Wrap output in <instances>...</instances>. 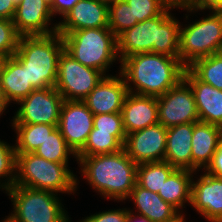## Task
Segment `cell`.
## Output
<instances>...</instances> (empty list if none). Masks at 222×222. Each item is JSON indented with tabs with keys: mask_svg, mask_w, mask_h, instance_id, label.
I'll use <instances>...</instances> for the list:
<instances>
[{
	"mask_svg": "<svg viewBox=\"0 0 222 222\" xmlns=\"http://www.w3.org/2000/svg\"><path fill=\"white\" fill-rule=\"evenodd\" d=\"M120 63L119 73L125 80L128 93L154 97L175 87L183 79L186 69L178 58L152 52L131 55Z\"/></svg>",
	"mask_w": 222,
	"mask_h": 222,
	"instance_id": "6da1fadb",
	"label": "cell"
},
{
	"mask_svg": "<svg viewBox=\"0 0 222 222\" xmlns=\"http://www.w3.org/2000/svg\"><path fill=\"white\" fill-rule=\"evenodd\" d=\"M181 25L165 9L160 15L136 23L117 37L120 62L137 53L152 52L179 59Z\"/></svg>",
	"mask_w": 222,
	"mask_h": 222,
	"instance_id": "7a4b0ae2",
	"label": "cell"
},
{
	"mask_svg": "<svg viewBox=\"0 0 222 222\" xmlns=\"http://www.w3.org/2000/svg\"><path fill=\"white\" fill-rule=\"evenodd\" d=\"M81 173L104 198L126 200L137 181V164L125 150L115 153L76 157Z\"/></svg>",
	"mask_w": 222,
	"mask_h": 222,
	"instance_id": "3957f363",
	"label": "cell"
},
{
	"mask_svg": "<svg viewBox=\"0 0 222 222\" xmlns=\"http://www.w3.org/2000/svg\"><path fill=\"white\" fill-rule=\"evenodd\" d=\"M63 50L64 42L58 32L21 36L14 56L27 67V81L35 89H44L55 87L58 60Z\"/></svg>",
	"mask_w": 222,
	"mask_h": 222,
	"instance_id": "277c9868",
	"label": "cell"
},
{
	"mask_svg": "<svg viewBox=\"0 0 222 222\" xmlns=\"http://www.w3.org/2000/svg\"><path fill=\"white\" fill-rule=\"evenodd\" d=\"M67 164L45 160L34 153L16 154V186L72 193L77 188V178Z\"/></svg>",
	"mask_w": 222,
	"mask_h": 222,
	"instance_id": "5b68a950",
	"label": "cell"
},
{
	"mask_svg": "<svg viewBox=\"0 0 222 222\" xmlns=\"http://www.w3.org/2000/svg\"><path fill=\"white\" fill-rule=\"evenodd\" d=\"M64 50L82 65L106 74L118 58L117 37L108 28H88L60 34Z\"/></svg>",
	"mask_w": 222,
	"mask_h": 222,
	"instance_id": "8992f818",
	"label": "cell"
},
{
	"mask_svg": "<svg viewBox=\"0 0 222 222\" xmlns=\"http://www.w3.org/2000/svg\"><path fill=\"white\" fill-rule=\"evenodd\" d=\"M222 52V11L180 28L179 59L187 68L195 60Z\"/></svg>",
	"mask_w": 222,
	"mask_h": 222,
	"instance_id": "52a82bcc",
	"label": "cell"
},
{
	"mask_svg": "<svg viewBox=\"0 0 222 222\" xmlns=\"http://www.w3.org/2000/svg\"><path fill=\"white\" fill-rule=\"evenodd\" d=\"M16 222H70L55 193L14 185L8 190Z\"/></svg>",
	"mask_w": 222,
	"mask_h": 222,
	"instance_id": "ba28073f",
	"label": "cell"
},
{
	"mask_svg": "<svg viewBox=\"0 0 222 222\" xmlns=\"http://www.w3.org/2000/svg\"><path fill=\"white\" fill-rule=\"evenodd\" d=\"M104 76L101 71L82 65L63 50L58 60L55 89L64 100L82 101Z\"/></svg>",
	"mask_w": 222,
	"mask_h": 222,
	"instance_id": "9c48e42d",
	"label": "cell"
},
{
	"mask_svg": "<svg viewBox=\"0 0 222 222\" xmlns=\"http://www.w3.org/2000/svg\"><path fill=\"white\" fill-rule=\"evenodd\" d=\"M64 99L55 87L33 90L20 100L12 124L58 125Z\"/></svg>",
	"mask_w": 222,
	"mask_h": 222,
	"instance_id": "30bf717a",
	"label": "cell"
},
{
	"mask_svg": "<svg viewBox=\"0 0 222 222\" xmlns=\"http://www.w3.org/2000/svg\"><path fill=\"white\" fill-rule=\"evenodd\" d=\"M157 103L158 120L165 128L200 121L195 96L184 79L163 95L158 96Z\"/></svg>",
	"mask_w": 222,
	"mask_h": 222,
	"instance_id": "8fae6325",
	"label": "cell"
},
{
	"mask_svg": "<svg viewBox=\"0 0 222 222\" xmlns=\"http://www.w3.org/2000/svg\"><path fill=\"white\" fill-rule=\"evenodd\" d=\"M93 118L94 114L83 101H63L57 128L75 154L86 144L93 128Z\"/></svg>",
	"mask_w": 222,
	"mask_h": 222,
	"instance_id": "7c38bea8",
	"label": "cell"
},
{
	"mask_svg": "<svg viewBox=\"0 0 222 222\" xmlns=\"http://www.w3.org/2000/svg\"><path fill=\"white\" fill-rule=\"evenodd\" d=\"M167 128L160 123L126 135L123 149L137 165L164 161Z\"/></svg>",
	"mask_w": 222,
	"mask_h": 222,
	"instance_id": "4fadbf2b",
	"label": "cell"
},
{
	"mask_svg": "<svg viewBox=\"0 0 222 222\" xmlns=\"http://www.w3.org/2000/svg\"><path fill=\"white\" fill-rule=\"evenodd\" d=\"M51 17L50 5L44 0H22L17 6L13 23L21 36L50 35L57 32L58 24L48 28Z\"/></svg>",
	"mask_w": 222,
	"mask_h": 222,
	"instance_id": "5bb4252c",
	"label": "cell"
},
{
	"mask_svg": "<svg viewBox=\"0 0 222 222\" xmlns=\"http://www.w3.org/2000/svg\"><path fill=\"white\" fill-rule=\"evenodd\" d=\"M119 76H104L82 100L94 115L121 112L128 89L123 76Z\"/></svg>",
	"mask_w": 222,
	"mask_h": 222,
	"instance_id": "9a60e30c",
	"label": "cell"
},
{
	"mask_svg": "<svg viewBox=\"0 0 222 222\" xmlns=\"http://www.w3.org/2000/svg\"><path fill=\"white\" fill-rule=\"evenodd\" d=\"M191 206L210 222H222V178L205 173L192 181Z\"/></svg>",
	"mask_w": 222,
	"mask_h": 222,
	"instance_id": "2e32d148",
	"label": "cell"
},
{
	"mask_svg": "<svg viewBox=\"0 0 222 222\" xmlns=\"http://www.w3.org/2000/svg\"><path fill=\"white\" fill-rule=\"evenodd\" d=\"M108 27V5L97 0H79L58 23L57 32Z\"/></svg>",
	"mask_w": 222,
	"mask_h": 222,
	"instance_id": "e0dca14e",
	"label": "cell"
},
{
	"mask_svg": "<svg viewBox=\"0 0 222 222\" xmlns=\"http://www.w3.org/2000/svg\"><path fill=\"white\" fill-rule=\"evenodd\" d=\"M126 134L159 123L157 97L128 93L121 109Z\"/></svg>",
	"mask_w": 222,
	"mask_h": 222,
	"instance_id": "ac0fdd59",
	"label": "cell"
},
{
	"mask_svg": "<svg viewBox=\"0 0 222 222\" xmlns=\"http://www.w3.org/2000/svg\"><path fill=\"white\" fill-rule=\"evenodd\" d=\"M183 79L190 85L200 122L222 127V90L200 81L188 68Z\"/></svg>",
	"mask_w": 222,
	"mask_h": 222,
	"instance_id": "d6986e66",
	"label": "cell"
},
{
	"mask_svg": "<svg viewBox=\"0 0 222 222\" xmlns=\"http://www.w3.org/2000/svg\"><path fill=\"white\" fill-rule=\"evenodd\" d=\"M192 138V171L206 169L222 142V127L194 122Z\"/></svg>",
	"mask_w": 222,
	"mask_h": 222,
	"instance_id": "ffe728a7",
	"label": "cell"
},
{
	"mask_svg": "<svg viewBox=\"0 0 222 222\" xmlns=\"http://www.w3.org/2000/svg\"><path fill=\"white\" fill-rule=\"evenodd\" d=\"M133 199L140 213L151 222H181L184 216L171 204L165 202L157 193L140 187L137 183L128 199Z\"/></svg>",
	"mask_w": 222,
	"mask_h": 222,
	"instance_id": "44dd1931",
	"label": "cell"
},
{
	"mask_svg": "<svg viewBox=\"0 0 222 222\" xmlns=\"http://www.w3.org/2000/svg\"><path fill=\"white\" fill-rule=\"evenodd\" d=\"M194 122L167 128L164 161L176 169L192 171V138Z\"/></svg>",
	"mask_w": 222,
	"mask_h": 222,
	"instance_id": "7402d4cb",
	"label": "cell"
},
{
	"mask_svg": "<svg viewBox=\"0 0 222 222\" xmlns=\"http://www.w3.org/2000/svg\"><path fill=\"white\" fill-rule=\"evenodd\" d=\"M0 83L5 97L9 103L26 98L35 88L27 81V67H25L14 55L8 57Z\"/></svg>",
	"mask_w": 222,
	"mask_h": 222,
	"instance_id": "603a6c76",
	"label": "cell"
},
{
	"mask_svg": "<svg viewBox=\"0 0 222 222\" xmlns=\"http://www.w3.org/2000/svg\"><path fill=\"white\" fill-rule=\"evenodd\" d=\"M194 171L188 169H175L162 185L159 196L171 204L178 211L191 204L192 178Z\"/></svg>",
	"mask_w": 222,
	"mask_h": 222,
	"instance_id": "cb8c5ba5",
	"label": "cell"
},
{
	"mask_svg": "<svg viewBox=\"0 0 222 222\" xmlns=\"http://www.w3.org/2000/svg\"><path fill=\"white\" fill-rule=\"evenodd\" d=\"M16 130V154L34 153L58 125L12 124Z\"/></svg>",
	"mask_w": 222,
	"mask_h": 222,
	"instance_id": "d4e9b609",
	"label": "cell"
},
{
	"mask_svg": "<svg viewBox=\"0 0 222 222\" xmlns=\"http://www.w3.org/2000/svg\"><path fill=\"white\" fill-rule=\"evenodd\" d=\"M175 169L166 161L138 164L136 183L140 187L158 194L164 182Z\"/></svg>",
	"mask_w": 222,
	"mask_h": 222,
	"instance_id": "484cf974",
	"label": "cell"
},
{
	"mask_svg": "<svg viewBox=\"0 0 222 222\" xmlns=\"http://www.w3.org/2000/svg\"><path fill=\"white\" fill-rule=\"evenodd\" d=\"M187 68L200 81L222 90V52L197 59Z\"/></svg>",
	"mask_w": 222,
	"mask_h": 222,
	"instance_id": "4316f807",
	"label": "cell"
},
{
	"mask_svg": "<svg viewBox=\"0 0 222 222\" xmlns=\"http://www.w3.org/2000/svg\"><path fill=\"white\" fill-rule=\"evenodd\" d=\"M123 149V144L112 132L98 131L92 128L84 147L76 154V157H89L115 153Z\"/></svg>",
	"mask_w": 222,
	"mask_h": 222,
	"instance_id": "83f0119b",
	"label": "cell"
},
{
	"mask_svg": "<svg viewBox=\"0 0 222 222\" xmlns=\"http://www.w3.org/2000/svg\"><path fill=\"white\" fill-rule=\"evenodd\" d=\"M34 154L44 158L45 160L62 164H68V158L70 154L76 157V154L67 145L58 128H56L49 135V137H47V139L34 152Z\"/></svg>",
	"mask_w": 222,
	"mask_h": 222,
	"instance_id": "f1b7e54d",
	"label": "cell"
},
{
	"mask_svg": "<svg viewBox=\"0 0 222 222\" xmlns=\"http://www.w3.org/2000/svg\"><path fill=\"white\" fill-rule=\"evenodd\" d=\"M136 23L138 21H133L132 8L125 0L117 1L108 6V28L116 37Z\"/></svg>",
	"mask_w": 222,
	"mask_h": 222,
	"instance_id": "f546056e",
	"label": "cell"
},
{
	"mask_svg": "<svg viewBox=\"0 0 222 222\" xmlns=\"http://www.w3.org/2000/svg\"><path fill=\"white\" fill-rule=\"evenodd\" d=\"M0 177H6L7 182L0 183L2 189L10 190L15 185L16 179V150L0 140ZM8 177V178H7Z\"/></svg>",
	"mask_w": 222,
	"mask_h": 222,
	"instance_id": "4dcf8cb0",
	"label": "cell"
},
{
	"mask_svg": "<svg viewBox=\"0 0 222 222\" xmlns=\"http://www.w3.org/2000/svg\"><path fill=\"white\" fill-rule=\"evenodd\" d=\"M93 128L98 131L112 132V135L124 145L127 134L123 127L121 112L94 115Z\"/></svg>",
	"mask_w": 222,
	"mask_h": 222,
	"instance_id": "1f68e13d",
	"label": "cell"
},
{
	"mask_svg": "<svg viewBox=\"0 0 222 222\" xmlns=\"http://www.w3.org/2000/svg\"><path fill=\"white\" fill-rule=\"evenodd\" d=\"M20 37L13 20L0 19V54L12 57L17 52Z\"/></svg>",
	"mask_w": 222,
	"mask_h": 222,
	"instance_id": "d6a6232c",
	"label": "cell"
},
{
	"mask_svg": "<svg viewBox=\"0 0 222 222\" xmlns=\"http://www.w3.org/2000/svg\"><path fill=\"white\" fill-rule=\"evenodd\" d=\"M132 8L133 21L143 22L160 15L166 8L158 0H125Z\"/></svg>",
	"mask_w": 222,
	"mask_h": 222,
	"instance_id": "836d02e7",
	"label": "cell"
},
{
	"mask_svg": "<svg viewBox=\"0 0 222 222\" xmlns=\"http://www.w3.org/2000/svg\"><path fill=\"white\" fill-rule=\"evenodd\" d=\"M129 209H117L100 212L87 216L81 222H126Z\"/></svg>",
	"mask_w": 222,
	"mask_h": 222,
	"instance_id": "e575fe53",
	"label": "cell"
},
{
	"mask_svg": "<svg viewBox=\"0 0 222 222\" xmlns=\"http://www.w3.org/2000/svg\"><path fill=\"white\" fill-rule=\"evenodd\" d=\"M205 9L212 11H222V0H191L187 12H195V10L198 11Z\"/></svg>",
	"mask_w": 222,
	"mask_h": 222,
	"instance_id": "d590c367",
	"label": "cell"
},
{
	"mask_svg": "<svg viewBox=\"0 0 222 222\" xmlns=\"http://www.w3.org/2000/svg\"><path fill=\"white\" fill-rule=\"evenodd\" d=\"M207 173L215 177L222 178V142L219 148L215 151L211 163L205 169Z\"/></svg>",
	"mask_w": 222,
	"mask_h": 222,
	"instance_id": "8d00e7d4",
	"label": "cell"
},
{
	"mask_svg": "<svg viewBox=\"0 0 222 222\" xmlns=\"http://www.w3.org/2000/svg\"><path fill=\"white\" fill-rule=\"evenodd\" d=\"M79 0H54L50 6L52 15L60 14L64 17Z\"/></svg>",
	"mask_w": 222,
	"mask_h": 222,
	"instance_id": "74e56055",
	"label": "cell"
},
{
	"mask_svg": "<svg viewBox=\"0 0 222 222\" xmlns=\"http://www.w3.org/2000/svg\"><path fill=\"white\" fill-rule=\"evenodd\" d=\"M16 11V5L12 0H0V19L12 20Z\"/></svg>",
	"mask_w": 222,
	"mask_h": 222,
	"instance_id": "f35d334b",
	"label": "cell"
},
{
	"mask_svg": "<svg viewBox=\"0 0 222 222\" xmlns=\"http://www.w3.org/2000/svg\"><path fill=\"white\" fill-rule=\"evenodd\" d=\"M166 9L184 8L189 9L191 0H158Z\"/></svg>",
	"mask_w": 222,
	"mask_h": 222,
	"instance_id": "ab89813d",
	"label": "cell"
},
{
	"mask_svg": "<svg viewBox=\"0 0 222 222\" xmlns=\"http://www.w3.org/2000/svg\"><path fill=\"white\" fill-rule=\"evenodd\" d=\"M126 222H151V221H149L146 217L139 216V214L136 217V215L132 213V210L129 209Z\"/></svg>",
	"mask_w": 222,
	"mask_h": 222,
	"instance_id": "60d3db41",
	"label": "cell"
},
{
	"mask_svg": "<svg viewBox=\"0 0 222 222\" xmlns=\"http://www.w3.org/2000/svg\"><path fill=\"white\" fill-rule=\"evenodd\" d=\"M8 104L10 103L7 101L0 83V116L3 114L4 110H6Z\"/></svg>",
	"mask_w": 222,
	"mask_h": 222,
	"instance_id": "b9f144b4",
	"label": "cell"
},
{
	"mask_svg": "<svg viewBox=\"0 0 222 222\" xmlns=\"http://www.w3.org/2000/svg\"><path fill=\"white\" fill-rule=\"evenodd\" d=\"M7 59H8V56L0 54V76H1V73L3 72Z\"/></svg>",
	"mask_w": 222,
	"mask_h": 222,
	"instance_id": "7bdbcfd3",
	"label": "cell"
},
{
	"mask_svg": "<svg viewBox=\"0 0 222 222\" xmlns=\"http://www.w3.org/2000/svg\"><path fill=\"white\" fill-rule=\"evenodd\" d=\"M97 1H99L101 3H104V4L109 6V5H111L113 3H116L117 1H120V0H97Z\"/></svg>",
	"mask_w": 222,
	"mask_h": 222,
	"instance_id": "ee69618b",
	"label": "cell"
},
{
	"mask_svg": "<svg viewBox=\"0 0 222 222\" xmlns=\"http://www.w3.org/2000/svg\"><path fill=\"white\" fill-rule=\"evenodd\" d=\"M2 222H16V221L9 215Z\"/></svg>",
	"mask_w": 222,
	"mask_h": 222,
	"instance_id": "f6af8a7d",
	"label": "cell"
},
{
	"mask_svg": "<svg viewBox=\"0 0 222 222\" xmlns=\"http://www.w3.org/2000/svg\"><path fill=\"white\" fill-rule=\"evenodd\" d=\"M12 1L17 6L22 0H12Z\"/></svg>",
	"mask_w": 222,
	"mask_h": 222,
	"instance_id": "bcb514c9",
	"label": "cell"
},
{
	"mask_svg": "<svg viewBox=\"0 0 222 222\" xmlns=\"http://www.w3.org/2000/svg\"><path fill=\"white\" fill-rule=\"evenodd\" d=\"M46 1L50 6L53 4L54 0H44Z\"/></svg>",
	"mask_w": 222,
	"mask_h": 222,
	"instance_id": "7dc6e473",
	"label": "cell"
}]
</instances>
